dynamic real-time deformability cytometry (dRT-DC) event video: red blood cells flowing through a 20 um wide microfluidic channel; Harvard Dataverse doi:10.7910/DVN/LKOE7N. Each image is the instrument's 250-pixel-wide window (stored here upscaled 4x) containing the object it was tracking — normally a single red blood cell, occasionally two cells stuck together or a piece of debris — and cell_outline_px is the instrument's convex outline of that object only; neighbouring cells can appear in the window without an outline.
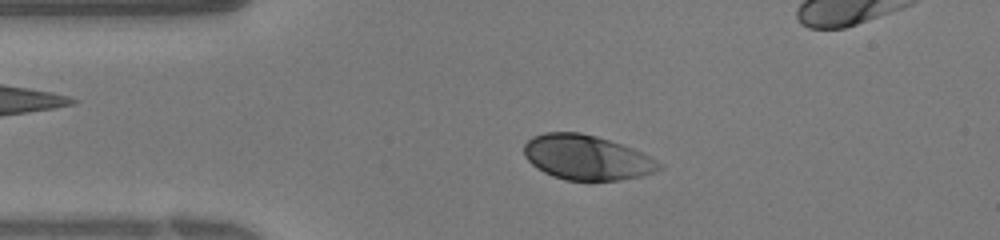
{"species": "human", "species_latin": "Homo sapiens", "temperature_condition": "warm", "stored_images_in_passage": 38, "camera_frame_rate_fps": 3000, "um_per_image_px": 0.085, "donor": {"sex": "female"}, "frame": {"image": 1, "passage_image": 7, "time_ms": 2.0, "image_size_px": [1000, 240], "cell_outline_px": [[664, 168], [640, 176], [620, 180], [564, 180], [552, 176], [536, 168], [524, 156], [524, 144], [532, 136], [544, 132], [580, 132], [596, 136], [632, 148], [664, 164]], "centroid_in_image_um": [49.84, 13.38], "position_along_channel_um": 35.2, "area_um2": 35.2}}
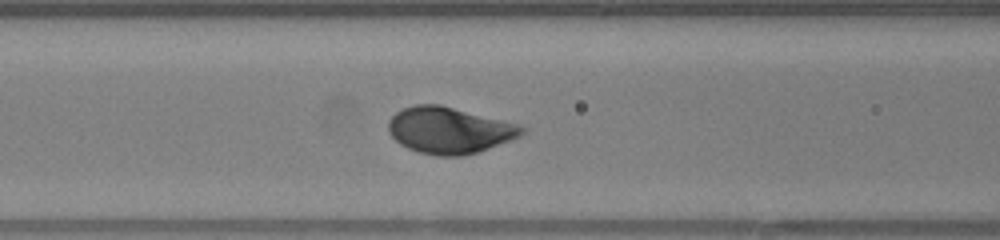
{"frame": {"image": 2, "passage_image": 14, "time_ms": 4.333, "image_size_px": [1000, 240], "cell_outline_px": [[528, 128], [520, 136], [512, 140], [476, 152], [460, 156], [436, 156], [420, 152], [408, 148], [400, 144], [388, 132], [388, 120], [396, 112], [404, 108], [416, 104], [440, 104], [516, 124]], "centroid_in_image_um": [38.17, 11.07], "position_along_channel_um": 128.4, "area_um2": 35.84}}
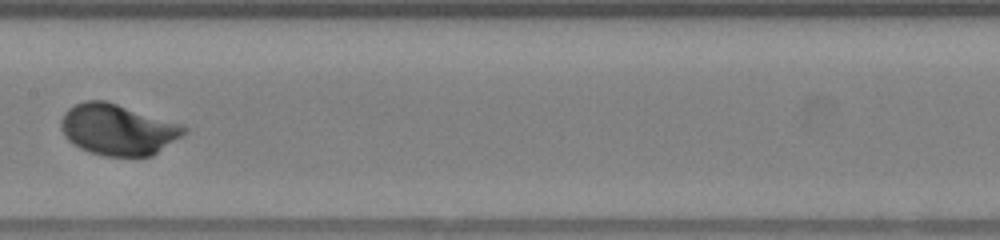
{"frame": {"image": 3, "passage_image": 18, "time_ms": 5.667, "image_size_px": [1000, 240], "cell_outline_px": [[188, 132], [152, 156], [104, 156], [80, 148], [68, 140], [64, 136], [60, 128], [60, 120], [64, 112], [68, 108], [84, 100], [104, 100], [180, 124], [188, 128]], "centroid_in_image_um": [9.99, 11.02], "position_along_channel_um": 197.4, "area_um2": 36.41}}